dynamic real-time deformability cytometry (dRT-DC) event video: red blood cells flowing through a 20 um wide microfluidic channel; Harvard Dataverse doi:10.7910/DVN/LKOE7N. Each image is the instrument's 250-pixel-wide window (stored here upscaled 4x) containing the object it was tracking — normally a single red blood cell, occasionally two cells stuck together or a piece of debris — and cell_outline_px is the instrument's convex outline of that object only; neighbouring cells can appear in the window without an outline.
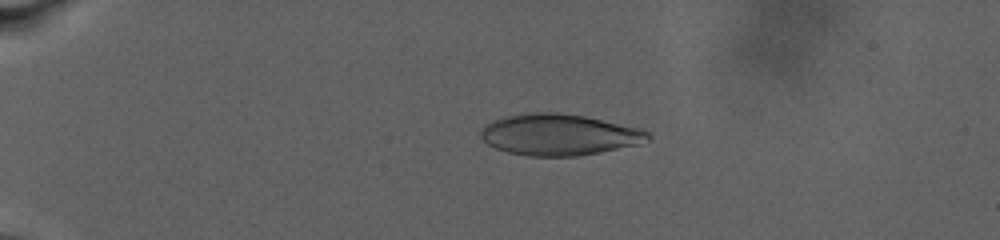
{"species": "human", "species_latin": "Homo sapiens", "temperature_condition": "warm", "stored_images_in_passage": 98, "camera_frame_rate_fps": 3000, "um_per_image_px": 0.085, "donor": {"sex": "male"}, "frame": {"image": 1, "passage_image": 13, "time_ms": 6.667, "image_size_px": [1000, 240], "cell_outline_px": [[652, 136], [648, 140], [640, 144], [600, 152], [576, 156], [528, 156], [508, 152], [496, 148], [488, 144], [480, 136], [480, 132], [484, 124], [492, 120], [508, 116], [536, 112], [556, 112], [584, 116], [644, 128]], "centroid_in_image_um": [47.55, 11.44], "position_along_channel_um": 37.4, "area_um2": 40.34}}
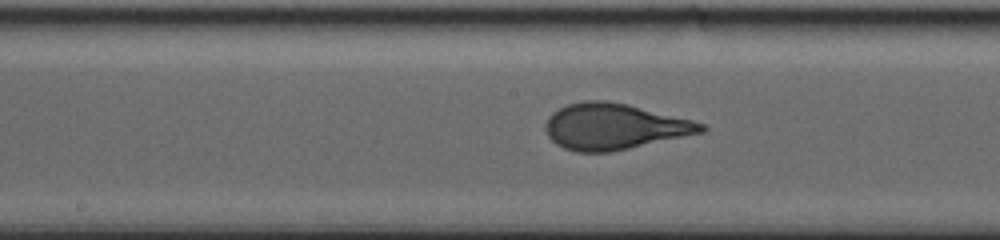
{"frame": {"image": 2, "passage_image": 49, "time_ms": 15.333, "image_size_px": [1000, 240], "cell_outline_px": [[708, 128], [704, 132], [612, 152], [576, 152], [564, 148], [556, 144], [548, 136], [544, 128], [544, 124], [548, 116], [552, 112], [568, 104], [584, 100], [608, 100], [628, 104], [692, 120], [704, 124]], "centroid_in_image_um": [52.18, 10.75], "position_along_channel_um": 196.0, "area_um2": 41.91}}
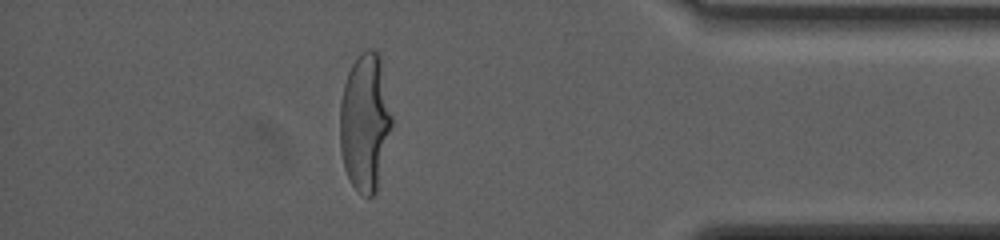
{"frame": {"image": 3, "passage_image": 88, "time_ms": 24.0, "image_size_px": [1000, 240], "cell_outline_px": [[392, 124], [376, 192], [372, 196], [364, 196], [352, 184], [344, 168], [340, 152], [340, 100], [344, 84], [348, 72], [352, 64], [360, 52], [368, 48], [372, 48], [380, 52], [392, 116]], "centroid_in_image_um": [31.02, 10.33], "position_along_channel_um": 404.2, "area_um2": 41.79}, "authors_computed_cell_mechanics": {"area_um2": 40.7779, "velocity_mm_per_s": 2.695, "shape_relaxation_time_tau1_ms": 6.9404, "shape_relaxation_time_tau2_ms": null, "deformation_change_tau1": 0.2657, "deformation_change_tau2": null}}